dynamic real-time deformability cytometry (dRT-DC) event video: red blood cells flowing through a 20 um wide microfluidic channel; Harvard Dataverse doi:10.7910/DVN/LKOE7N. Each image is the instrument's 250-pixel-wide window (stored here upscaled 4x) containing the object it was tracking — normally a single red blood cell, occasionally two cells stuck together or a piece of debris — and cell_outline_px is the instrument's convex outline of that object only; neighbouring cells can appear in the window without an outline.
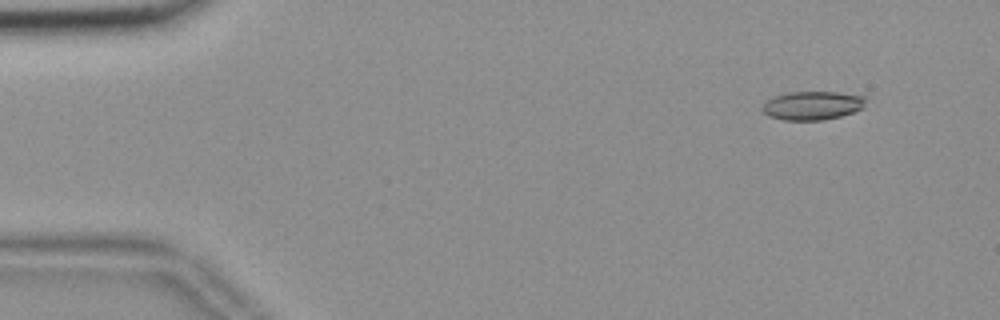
{"species": "common noctule bat (a hibernating species)", "species_latin": "Nyctalus noctula", "temperature_condition": "room temperature", "stored_images_in_passage": 56, "camera_frame_rate_fps": 3000, "um_per_image_px": 0.085, "animal": {"sex": "female", "body_mass_g": 18.4}, "frame": {"image": 1, "passage_image": 5, "time_ms": 1.333, "image_size_px": [1000, 320], "cell_outline_px": [[864, 108], [840, 116], [820, 120], [784, 120], [768, 116], [760, 108], [772, 96], [788, 92], [836, 92], [864, 96]], "centroid_in_image_um": [69.01, 8.96], "position_along_channel_um": 16.0, "area_um2": 17.17}}
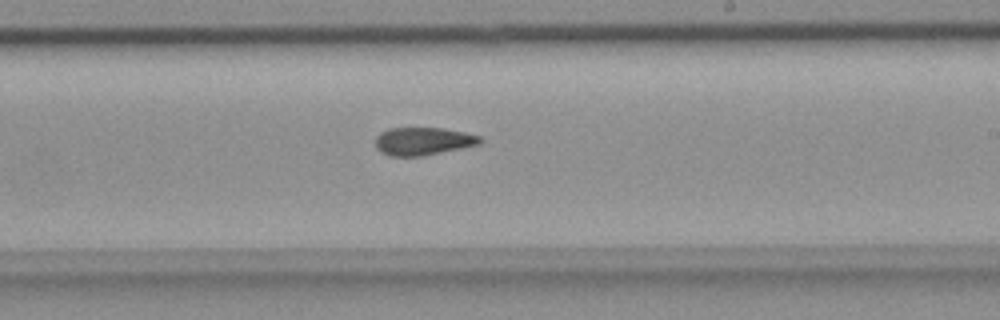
{"frame": {"image": 2, "passage_image": 33, "time_ms": 10.667, "image_size_px": [1000, 320], "cell_outline_px": [[484, 140], [480, 144], [420, 156], [392, 156], [380, 152], [376, 148], [376, 136], [380, 132], [388, 128], [444, 128], [464, 132], [480, 136]], "centroid_in_image_um": [35.95, 11.99], "position_along_channel_um": 253.1, "area_um2": 16.94}}
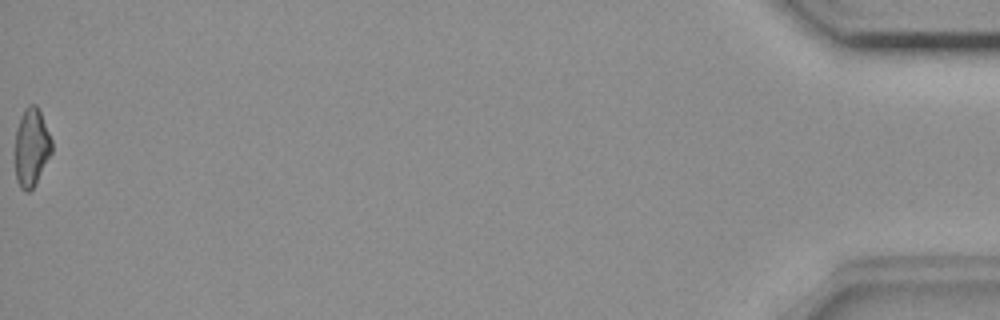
{"frame": {"image": 3, "passage_image": 56, "time_ms": 18.333, "image_size_px": [1000, 320], "cell_outline_px": [[52, 152], [36, 184], [28, 192], [24, 192], [20, 188], [16, 180], [12, 152], [16, 128], [20, 116], [24, 108], [28, 104], [36, 104], [40, 112], [52, 140]], "centroid_in_image_um": [2.62, 12.55], "position_along_channel_um": 432.6, "area_um2": 17.51}, "authors_computed_cell_mechanics": {"area_um2": 17.34, "velocity_mm_per_s": 3.6616, "shape_relaxation_time_tau1_ms": null, "shape_relaxation_time_tau2_ms": 4.5536, "deformation_change_tau1": null, "deformation_change_tau2": 0.1243}}